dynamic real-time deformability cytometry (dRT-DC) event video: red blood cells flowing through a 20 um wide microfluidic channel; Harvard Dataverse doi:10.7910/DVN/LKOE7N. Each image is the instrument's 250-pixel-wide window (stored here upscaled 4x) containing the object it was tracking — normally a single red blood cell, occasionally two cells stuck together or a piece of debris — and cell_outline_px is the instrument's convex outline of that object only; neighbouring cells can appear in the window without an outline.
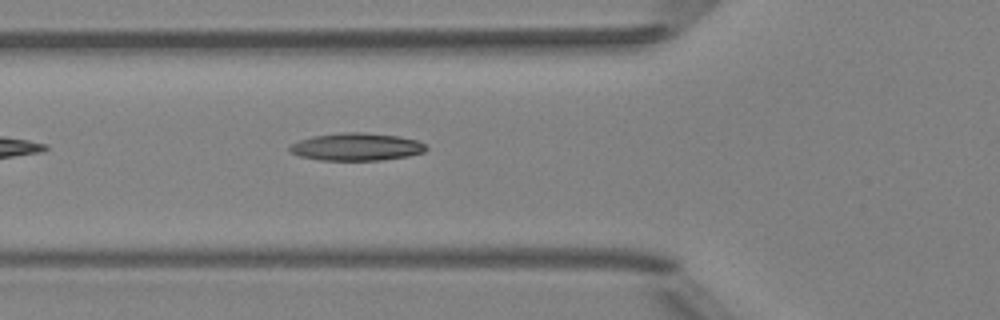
{"species": "Egyptian fruit bat (a non-hibernating species)", "species_latin": "Rousettus aegyptiacus", "temperature_condition": "room temperature", "stored_images_in_passage": 3, "camera_frame_rate_fps": 3000, "um_per_image_px": 0.085, "animal": {"sex": "female"}, "frame": {"image": 1, "passage_image": 3, "time_ms": 0.667, "image_size_px": [1000, 320], "cell_outline_px": [[428, 148], [424, 152], [408, 156], [380, 160], [320, 160], [300, 156], [292, 152], [288, 148], [292, 144], [300, 140], [312, 136], [340, 132], [364, 132], [400, 136], [416, 140], [424, 144]], "centroid_in_image_um": [30.32, 12.47], "position_along_channel_um": 95.5, "area_um2": 21.91}}